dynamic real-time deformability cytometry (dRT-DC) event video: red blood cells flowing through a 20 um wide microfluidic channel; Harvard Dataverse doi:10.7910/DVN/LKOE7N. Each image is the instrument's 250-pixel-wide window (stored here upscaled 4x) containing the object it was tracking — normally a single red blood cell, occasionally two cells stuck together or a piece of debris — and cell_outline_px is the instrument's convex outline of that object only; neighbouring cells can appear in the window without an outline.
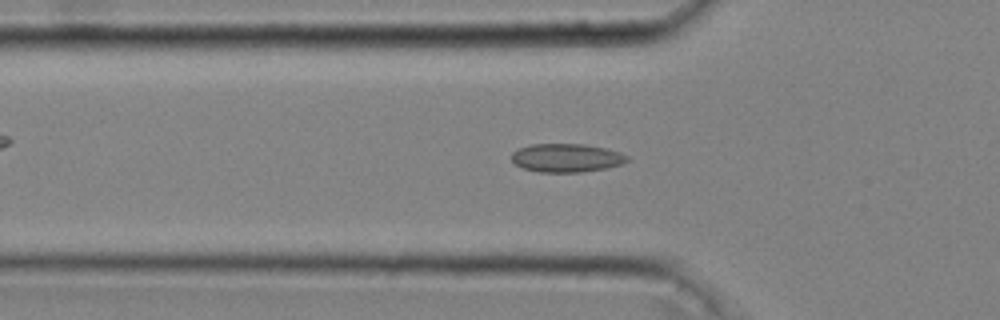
{"species": "common noctule bat (a hibernating species)", "species_latin": "Nyctalus noctula", "temperature_condition": "cold", "stored_images_in_passage": 45, "camera_frame_rate_fps": 3000, "um_per_image_px": 0.085, "animal": {"sex": "male", "body_mass_g": 20.4}, "frame": {"image": 1, "passage_image": 15, "time_ms": 4.667, "image_size_px": [1000, 320], "cell_outline_px": [[628, 160], [620, 164], [608, 168], [580, 172], [540, 172], [524, 168], [516, 164], [512, 160], [512, 152], [520, 148], [532, 144], [584, 144], [604, 148], [620, 152], [628, 156]], "centroid_in_image_um": [48.16, 13.42], "position_along_channel_um": 77.6, "area_um2": 19.02}}
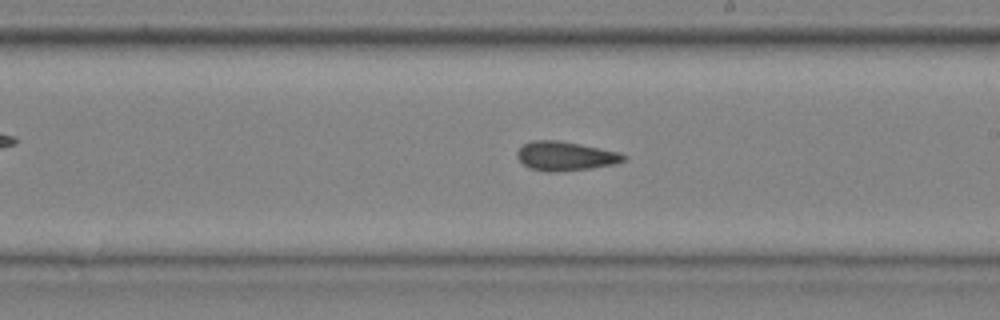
{"frame": {"image": 2, "passage_image": 27, "time_ms": 8.667, "image_size_px": [1000, 320], "cell_outline_px": [[628, 160], [616, 164], [592, 168], [552, 172], [544, 172], [528, 168], [516, 156], [516, 152], [524, 144], [532, 140], [556, 140], [580, 144], [620, 152], [628, 156]], "centroid_in_image_um": [48.09, 13.27], "position_along_channel_um": 240.9, "area_um2": 18.26}}
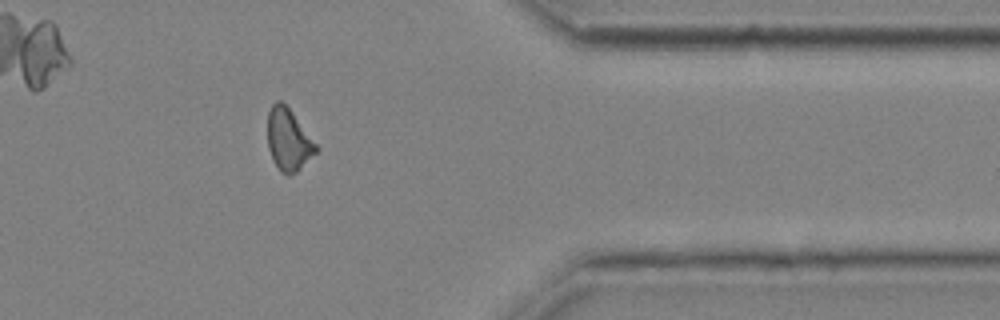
{"frame": {"image": 3, "passage_image": 39, "time_ms": 12.667, "image_size_px": [1000, 320], "cell_outline_px": [[320, 148], [296, 172], [288, 176], [280, 172], [272, 160], [268, 148], [268, 112], [272, 104], [276, 100], [280, 100], [292, 112]], "centroid_in_image_um": [24.51, 11.89], "position_along_channel_um": 386.9, "area_um2": 17.46}, "authors_computed_cell_mechanics": {"area_um2": 18.0336, "velocity_mm_per_s": 4.0761, "shape_relaxation_time_tau1_ms": null, "shape_relaxation_time_tau2_ms": 4.861, "deformation_change_tau1": null, "deformation_change_tau2": 0.1105}}